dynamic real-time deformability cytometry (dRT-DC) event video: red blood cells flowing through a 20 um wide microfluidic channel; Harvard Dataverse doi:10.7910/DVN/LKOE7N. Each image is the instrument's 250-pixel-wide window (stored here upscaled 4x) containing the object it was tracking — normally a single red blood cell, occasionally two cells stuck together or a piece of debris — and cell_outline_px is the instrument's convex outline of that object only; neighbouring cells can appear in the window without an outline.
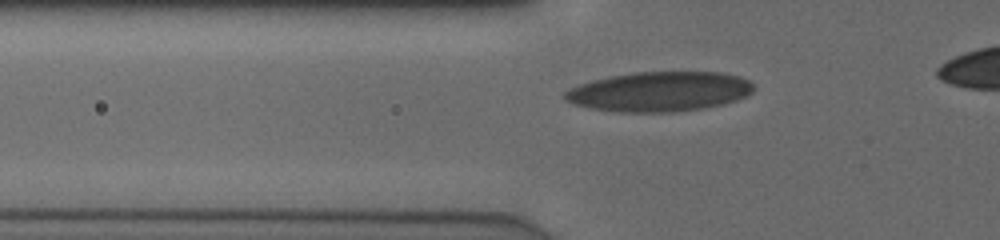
{"species": "human", "species_latin": "Homo sapiens", "temperature_condition": "cold", "stored_images_in_passage": 38, "camera_frame_rate_fps": 3000, "um_per_image_px": 0.085, "donor": {"sex": "male"}, "frame": {"image": 1, "passage_image": 8, "time_ms": 2.333, "image_size_px": [1000, 240], "cell_outline_px": [[752, 92], [736, 100], [720, 104], [700, 108], [672, 112], [620, 112], [592, 108], [572, 104], [564, 96], [564, 92], [580, 84], [612, 76], [632, 72], [724, 72], [740, 76], [748, 80], [752, 84]], "centroid_in_image_um": [56.06, 7.78], "position_along_channel_um": 69.7, "area_um2": 43.23}}
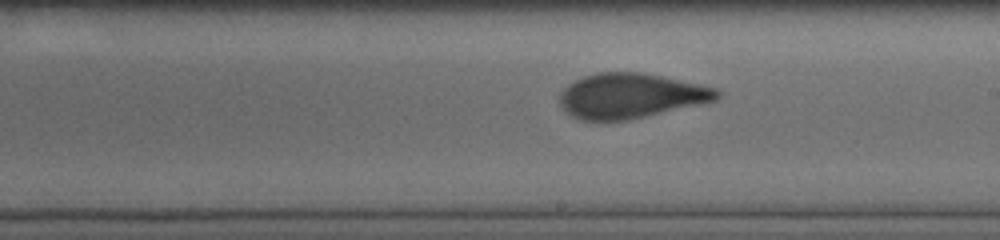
{"frame": {"image": 2, "passage_image": 21, "time_ms": 6.667, "image_size_px": [1000, 240], "cell_outline_px": [[720, 96], [716, 100], [628, 120], [580, 120], [572, 116], [560, 104], [560, 92], [568, 84], [584, 76], [596, 72], [640, 72], [660, 76], [716, 88], [720, 92]], "centroid_in_image_um": [53.57, 8.14], "position_along_channel_um": 235.4, "area_um2": 40.63}}
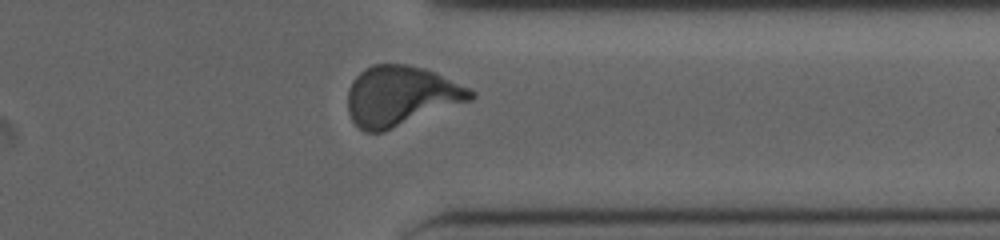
{"frame": {"image": 3, "passage_image": 32, "time_ms": 10.333, "image_size_px": [1000, 240], "cell_outline_px": [[476, 96], [472, 100], [384, 132], [364, 132], [352, 120], [348, 112], [348, 88], [352, 80], [364, 68], [372, 64], [408, 64], [424, 68], [468, 88], [476, 92]], "centroid_in_image_um": [34.05, 8.16], "position_along_channel_um": 377.4, "area_um2": 43.0}}